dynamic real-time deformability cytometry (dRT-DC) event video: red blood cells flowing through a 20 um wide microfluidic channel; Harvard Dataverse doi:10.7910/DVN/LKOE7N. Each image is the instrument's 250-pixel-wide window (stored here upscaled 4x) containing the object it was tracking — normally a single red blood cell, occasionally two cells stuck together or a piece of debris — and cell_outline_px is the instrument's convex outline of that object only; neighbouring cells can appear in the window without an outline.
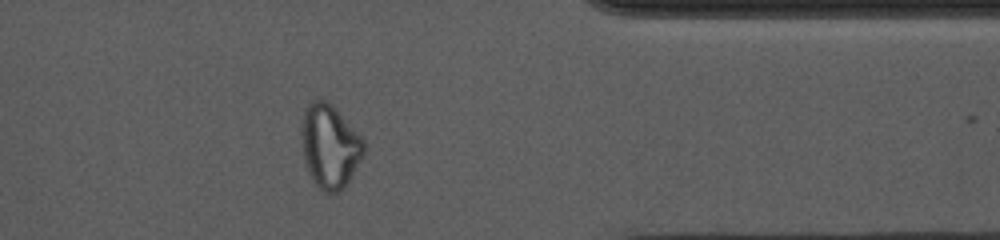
{"species": "common noctule bat (a hibernating species)", "species_latin": "Nyctalus noctula", "temperature_condition": "cold", "stored_images_in_passage": 43, "camera_frame_rate_fps": 3000, "um_per_image_px": 0.085, "animal": {"sex": "female", "body_mass_g": 10.0, "forearm_length_mm": 53.1}, "frame": {"image": 1, "passage_image": 42, "time_ms": 13.667, "image_size_px": [1000, 240], "cell_outline_px": [[364, 152], [360, 160], [344, 188], [336, 192], [324, 192], [312, 180], [308, 172], [304, 160], [300, 128], [300, 120], [304, 108], [308, 104], [316, 100], [328, 100], [332, 104], [364, 140]], "centroid_in_image_um": [27.99, 12.4], "position_along_channel_um": 383.4, "area_um2": 30.35}}